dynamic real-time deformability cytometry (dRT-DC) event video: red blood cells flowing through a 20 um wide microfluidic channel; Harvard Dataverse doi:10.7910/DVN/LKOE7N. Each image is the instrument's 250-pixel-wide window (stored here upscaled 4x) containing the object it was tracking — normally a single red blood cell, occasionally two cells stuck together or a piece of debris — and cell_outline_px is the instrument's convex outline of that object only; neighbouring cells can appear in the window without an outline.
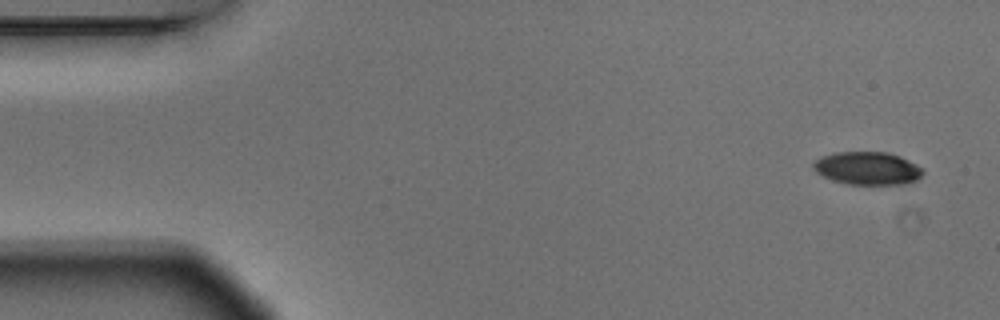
{"species": "Egyptian fruit bat (a non-hibernating species)", "species_latin": "Rousettus aegyptiacus", "temperature_condition": "warm", "stored_images_in_passage": 6, "camera_frame_rate_fps": 3000, "um_per_image_px": 0.085, "animal": {"sex": "male"}, "frame": {"image": 1, "passage_image": 1, "time_ms": 0.0, "image_size_px": [1000, 320], "cell_outline_px": [[924, 172], [916, 180], [904, 184], [848, 184], [832, 180], [816, 172], [812, 168], [812, 164], [820, 156], [832, 152], [888, 152], [900, 156], [924, 168]], "centroid_in_image_um": [73.72, 14.29], "position_along_channel_um": 11.3, "area_um2": 21.15}}
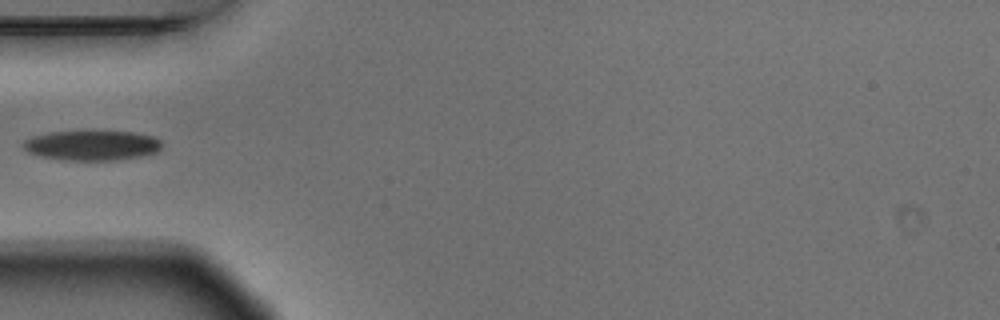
{"frame": {"image": 2, "passage_image": 5, "time_ms": 1.333, "image_size_px": [1000, 320], "cell_outline_px": [[160, 148], [156, 152], [140, 156], [116, 160], [60, 160], [40, 156], [28, 152], [20, 144], [24, 140], [32, 136], [48, 132], [136, 132], [152, 136], [160, 140]], "centroid_in_image_um": [7.76, 12.36], "position_along_channel_um": 77.2, "area_um2": 24.04}}
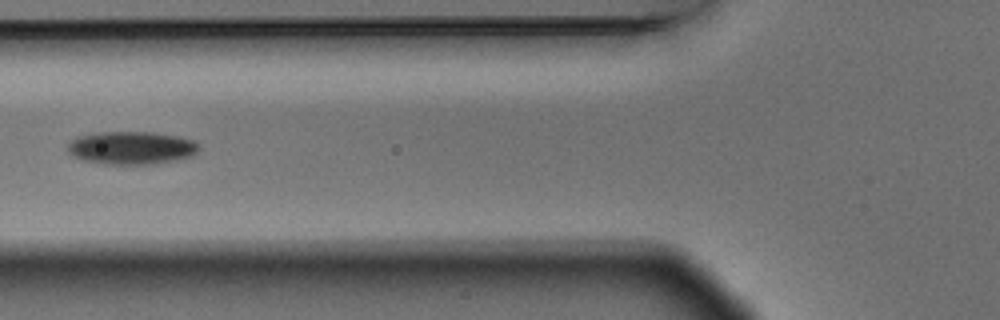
{"frame": {"image": 3, "passage_image": 6, "time_ms": 1.667, "image_size_px": [1000, 320], "cell_outline_px": [[200, 148], [192, 156], [176, 160], [152, 164], [104, 164], [84, 160], [72, 156], [68, 152], [68, 144], [76, 136], [96, 132], [152, 132], [180, 136], [192, 140]], "centroid_in_image_um": [11.15, 12.56], "position_along_channel_um": 114.7, "area_um2": 25.32}}